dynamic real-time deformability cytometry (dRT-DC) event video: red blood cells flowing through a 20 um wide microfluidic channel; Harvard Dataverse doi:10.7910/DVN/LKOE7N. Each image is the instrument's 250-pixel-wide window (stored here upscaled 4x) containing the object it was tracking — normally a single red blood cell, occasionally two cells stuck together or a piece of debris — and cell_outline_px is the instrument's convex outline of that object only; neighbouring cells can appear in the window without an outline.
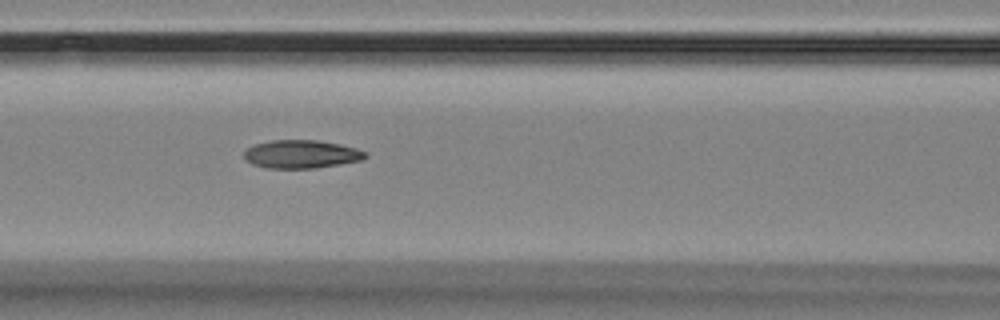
{"species": "Egyptian fruit bat (a non-hibernating species)", "species_latin": "Rousettus aegyptiacus", "temperature_condition": "room temperature", "stored_images_in_passage": 7, "camera_frame_rate_fps": 3000, "um_per_image_px": 0.085, "animal": {"sex": "female"}, "frame": {"image": 1, "passage_image": 7, "time_ms": 7.0, "image_size_px": [1000, 320], "cell_outline_px": [[368, 156], [360, 160], [316, 168], [268, 168], [252, 164], [244, 156], [244, 152], [248, 148], [256, 144], [272, 140], [316, 140], [340, 144], [356, 148], [368, 152]], "centroid_in_image_um": [25.64, 13.1], "position_along_channel_um": 141.0, "area_um2": 19.77}}